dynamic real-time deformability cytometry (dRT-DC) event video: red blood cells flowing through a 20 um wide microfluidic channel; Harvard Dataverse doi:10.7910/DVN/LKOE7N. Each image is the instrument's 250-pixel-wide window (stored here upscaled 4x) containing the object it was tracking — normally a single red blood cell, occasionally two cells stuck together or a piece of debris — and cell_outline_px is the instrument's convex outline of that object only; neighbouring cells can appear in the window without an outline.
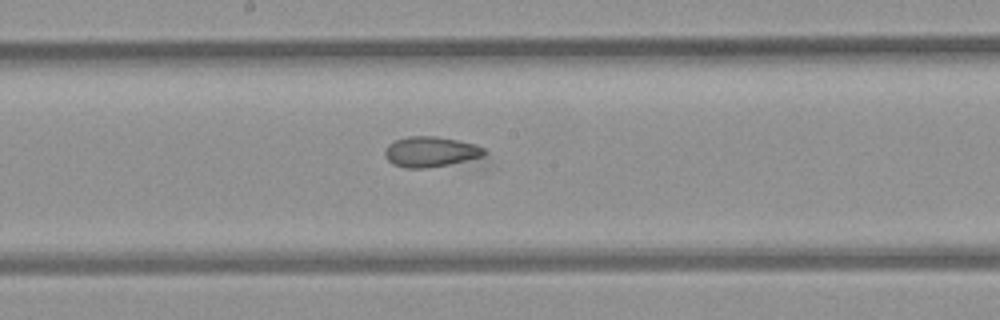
{"species": "common noctule bat (a hibernating species)", "species_latin": "Nyctalus noctula", "temperature_condition": "room temperature", "stored_images_in_passage": 67, "camera_frame_rate_fps": 3000, "um_per_image_px": 0.085, "animal": {"sex": "female", "body_mass_g": 21.9}, "frame": {"image": 1, "passage_image": 35, "time_ms": 11.333, "image_size_px": [1000, 320], "cell_outline_px": [[488, 152], [484, 156], [468, 160], [448, 164], [424, 168], [404, 168], [392, 164], [384, 156], [384, 148], [388, 144], [396, 140], [408, 136], [436, 136], [476, 144], [484, 148]], "centroid_in_image_um": [36.58, 12.9], "position_along_channel_um": 211.6, "area_um2": 17.69}}